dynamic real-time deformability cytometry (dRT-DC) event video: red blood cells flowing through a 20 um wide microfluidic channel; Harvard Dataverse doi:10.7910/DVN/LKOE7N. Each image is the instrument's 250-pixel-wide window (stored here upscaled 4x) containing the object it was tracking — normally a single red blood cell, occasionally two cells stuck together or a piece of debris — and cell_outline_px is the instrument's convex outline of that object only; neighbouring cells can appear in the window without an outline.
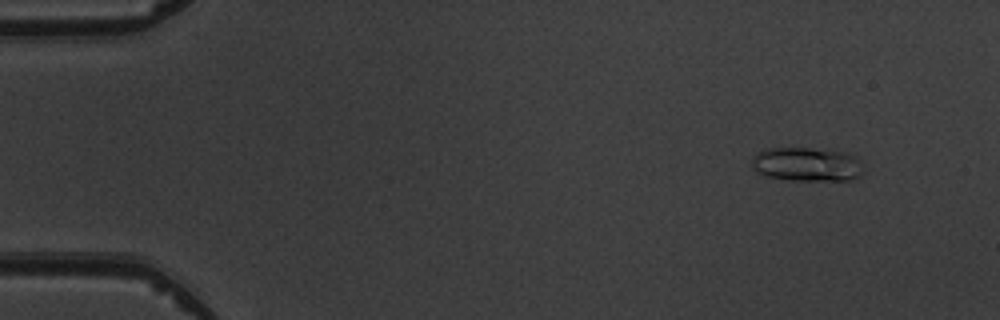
{"species": "common noctule bat (a hibernating species)", "species_latin": "Nyctalus noctula", "temperature_condition": "warm", "stored_images_in_passage": 5, "camera_frame_rate_fps": 3000, "um_per_image_px": 0.085, "animal": {"sex": "male", "body_mass_g": 19.5, "forearm_length_mm": 54.6}, "frame": {"image": 1, "passage_image": 2, "time_ms": 1.0, "image_size_px": [1000, 320], "cell_outline_px": [[864, 172], [860, 176], [848, 180], [792, 180], [764, 176], [756, 172], [752, 168], [752, 160], [756, 152], [764, 148], [808, 148], [848, 152], [856, 156], [864, 164]], "centroid_in_image_um": [68.6, 13.96], "position_along_channel_um": 16.4, "area_um2": 22.54}}
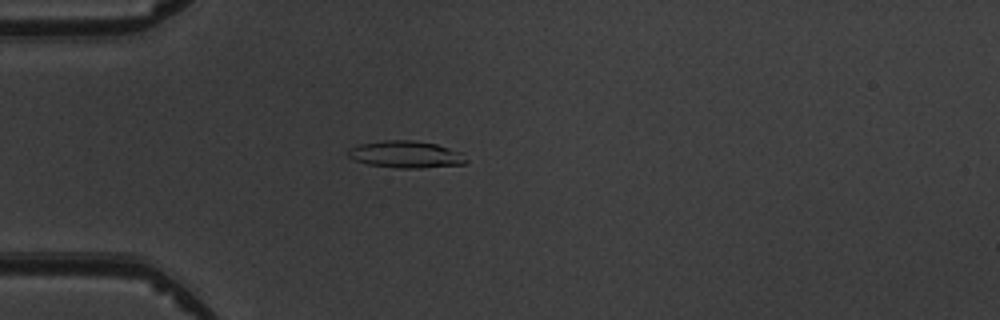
{"frame": {"image": 2, "passage_image": 5, "time_ms": 4.333, "image_size_px": [1000, 320], "cell_outline_px": [[468, 160], [464, 164], [420, 168], [396, 168], [368, 164], [356, 160], [348, 156], [348, 152], [352, 148], [360, 144], [384, 140], [412, 140], [436, 144], [464, 152]], "centroid_in_image_um": [34.57, 13.12], "position_along_channel_um": 50.4, "area_um2": 18.55}}